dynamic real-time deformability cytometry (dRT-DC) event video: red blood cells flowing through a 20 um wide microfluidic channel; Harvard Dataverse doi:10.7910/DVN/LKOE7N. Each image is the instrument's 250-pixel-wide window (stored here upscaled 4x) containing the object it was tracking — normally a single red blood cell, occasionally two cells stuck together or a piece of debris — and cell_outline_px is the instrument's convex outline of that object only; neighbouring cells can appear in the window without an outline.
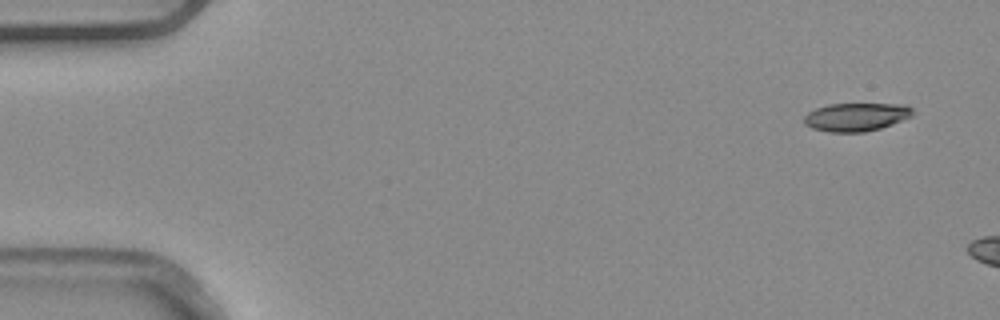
{"species": "common noctule bat (a hibernating species)", "species_latin": "Nyctalus noctula", "temperature_condition": "warm", "stored_images_in_passage": 2, "camera_frame_rate_fps": 3000, "um_per_image_px": 0.085, "animal": {"sex": "male", "body_mass_g": 20.4}, "frame": {"image": 1, "passage_image": 1, "time_ms": 0.0, "image_size_px": [1000, 320], "cell_outline_px": [[912, 116], [892, 124], [880, 128], [864, 132], [828, 132], [812, 128], [804, 124], [804, 116], [808, 112], [816, 108], [828, 104], [904, 104], [912, 108]], "centroid_in_image_um": [72.75, 9.94], "position_along_channel_um": 12.3, "area_um2": 17.86}}